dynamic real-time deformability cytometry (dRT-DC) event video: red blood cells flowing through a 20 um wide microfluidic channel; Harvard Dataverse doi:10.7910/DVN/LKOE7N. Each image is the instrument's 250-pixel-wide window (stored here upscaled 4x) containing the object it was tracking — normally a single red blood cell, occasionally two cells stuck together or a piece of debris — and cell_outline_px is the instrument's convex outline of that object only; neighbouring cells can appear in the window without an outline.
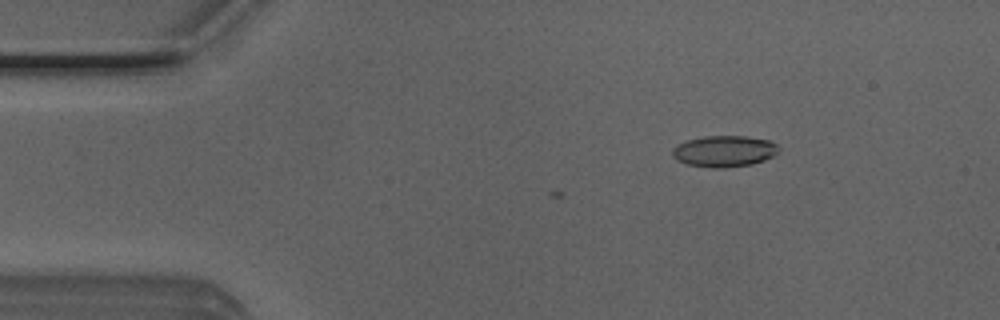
{"species": "Egyptian fruit bat (a non-hibernating species)", "species_latin": "Rousettus aegyptiacus", "temperature_condition": "room temperature", "stored_images_in_passage": 5, "camera_frame_rate_fps": 3000, "um_per_image_px": 0.085, "animal": {"sex": "male"}, "frame": {"image": 1, "passage_image": 5, "time_ms": 1.333, "image_size_px": [1000, 320], "cell_outline_px": [[780, 148], [772, 156], [764, 160], [752, 164], [724, 168], [712, 168], [688, 164], [676, 160], [672, 156], [672, 148], [684, 140], [704, 136], [744, 136], [768, 140], [776, 144]], "centroid_in_image_um": [61.51, 12.85], "position_along_channel_um": 23.5, "area_um2": 19.42}}